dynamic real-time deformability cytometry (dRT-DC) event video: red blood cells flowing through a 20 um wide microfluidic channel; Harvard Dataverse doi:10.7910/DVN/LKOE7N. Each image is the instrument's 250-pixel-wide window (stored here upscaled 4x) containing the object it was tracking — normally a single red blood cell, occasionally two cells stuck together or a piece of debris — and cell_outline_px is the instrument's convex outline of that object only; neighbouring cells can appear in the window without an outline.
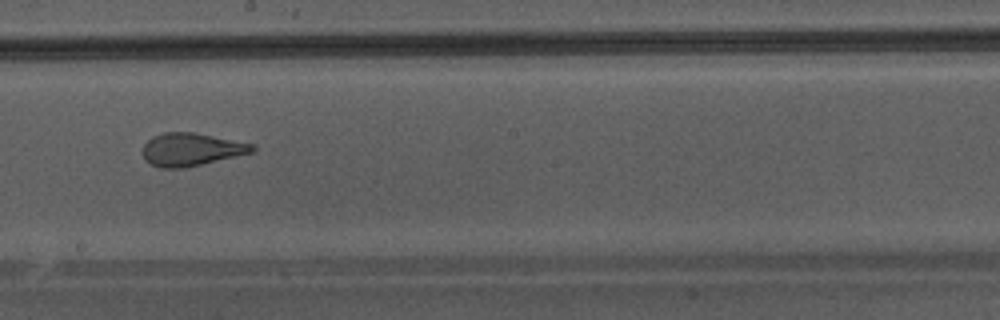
{"species": "Egyptian fruit bat (a non-hibernating species)", "species_latin": "Rousettus aegyptiacus", "temperature_condition": "warm", "stored_images_in_passage": 46, "camera_frame_rate_fps": 3000, "um_per_image_px": 0.085, "animal": {"sex": "male"}, "frame": {"image": 1, "passage_image": 27, "time_ms": 8.667, "image_size_px": [1000, 320], "cell_outline_px": [[256, 152], [200, 164], [180, 168], [160, 168], [144, 160], [144, 144], [152, 136], [164, 132], [192, 132], [256, 144]], "centroid_in_image_um": [16.29, 12.69], "position_along_channel_um": 231.9, "area_um2": 20.92}}